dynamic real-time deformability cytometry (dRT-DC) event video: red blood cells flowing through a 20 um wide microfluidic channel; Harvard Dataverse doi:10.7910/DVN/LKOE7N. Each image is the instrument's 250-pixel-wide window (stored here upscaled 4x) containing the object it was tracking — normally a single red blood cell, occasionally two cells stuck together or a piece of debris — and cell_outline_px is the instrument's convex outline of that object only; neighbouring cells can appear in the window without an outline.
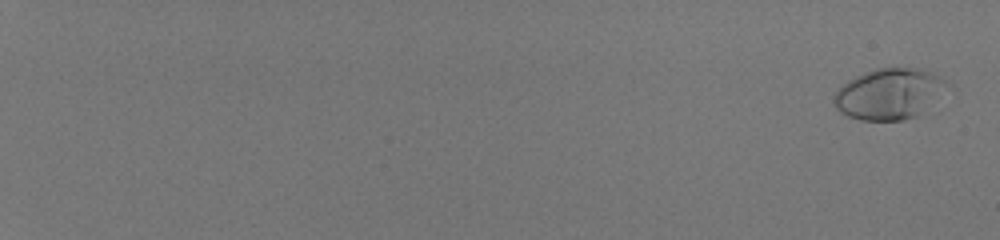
{"species": "human", "species_latin": "Homo sapiens", "temperature_condition": "room temperature", "stored_images_in_passage": 59, "camera_frame_rate_fps": 3000, "um_per_image_px": 0.085, "donor": {"sex": "male"}, "frame": {"image": 1, "passage_image": 3, "time_ms": 0.667, "image_size_px": [1000, 240], "cell_outline_px": [[956, 88], [916, 116], [904, 120], [860, 120], [848, 116], [840, 112], [836, 108], [832, 100], [832, 96], [848, 80], [864, 72], [876, 68], [920, 68], [952, 84]], "centroid_in_image_um": [75.67, 7.98], "position_along_channel_um": 9.3, "area_um2": 34.16}}
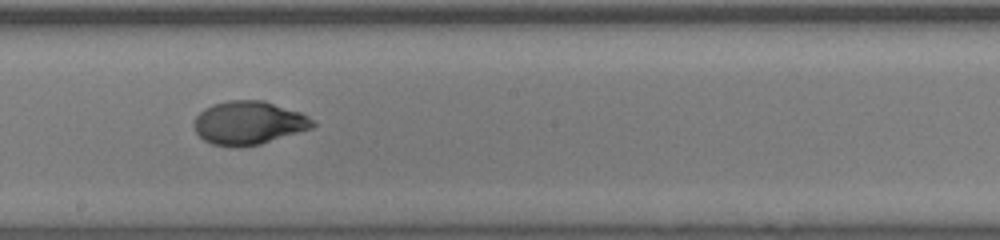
{"frame": {"image": 2, "passage_image": 40, "time_ms": 13.0, "image_size_px": [1000, 240], "cell_outline_px": [[316, 124], [312, 128], [260, 144], [240, 148], [212, 144], [204, 140], [196, 132], [192, 124], [196, 116], [204, 108], [212, 104], [228, 100], [264, 100], [300, 112], [308, 116]], "centroid_in_image_um": [21.11, 10.44], "position_along_channel_um": 227.1, "area_um2": 30.17}}
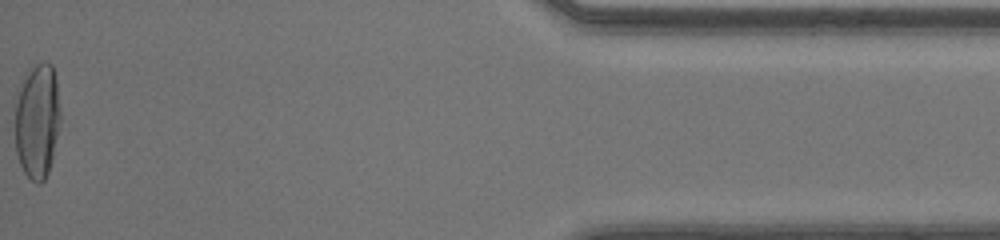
{"frame": {"image": 3, "passage_image": 59, "time_ms": 19.333, "image_size_px": [1000, 240], "cell_outline_px": [[60, 120], [52, 160], [48, 172], [44, 180], [40, 184], [36, 184], [24, 172], [20, 164], [16, 152], [16, 88], [28, 72], [36, 64], [44, 60], [52, 64], [56, 80], [60, 112]], "centroid_in_image_um": [3.16, 10.26], "position_along_channel_um": 432.0, "area_um2": 30.52}, "authors_computed_cell_mechanics": {"area_um2": 29.7092, "velocity_mm_per_s": 4.1316, "shape_relaxation_time_tau1_ms": 4.0608, "shape_relaxation_time_tau2_ms": null, "deformation_change_tau1": 0.2319, "deformation_change_tau2": null}}